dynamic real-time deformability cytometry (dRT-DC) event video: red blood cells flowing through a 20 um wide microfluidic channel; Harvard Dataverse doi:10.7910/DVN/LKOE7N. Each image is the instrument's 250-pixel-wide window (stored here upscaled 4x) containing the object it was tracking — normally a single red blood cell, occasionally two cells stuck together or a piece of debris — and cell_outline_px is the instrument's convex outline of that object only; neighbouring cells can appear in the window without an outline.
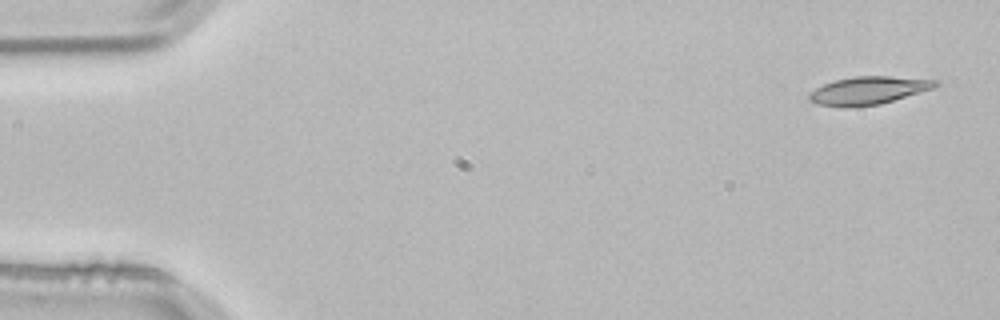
{"species": "common noctule bat (a hibernating species)", "species_latin": "Nyctalus noctula", "temperature_condition": "room temperature", "stored_images_in_passage": 3, "camera_frame_rate_fps": 3000, "um_per_image_px": 0.085, "animal": {"sex": "male", "body_mass_g": 21.5, "forearm_length_mm": 52.0}, "frame": {"image": 1, "passage_image": 1, "time_ms": 0.0, "image_size_px": [1000, 320], "cell_outline_px": [[940, 84], [936, 88], [880, 104], [820, 104], [808, 100], [808, 96], [816, 88], [824, 84], [836, 80], [852, 76], [888, 76], [940, 80]], "centroid_in_image_um": [73.95, 7.63], "position_along_channel_um": 11.1, "area_um2": 19.77}}